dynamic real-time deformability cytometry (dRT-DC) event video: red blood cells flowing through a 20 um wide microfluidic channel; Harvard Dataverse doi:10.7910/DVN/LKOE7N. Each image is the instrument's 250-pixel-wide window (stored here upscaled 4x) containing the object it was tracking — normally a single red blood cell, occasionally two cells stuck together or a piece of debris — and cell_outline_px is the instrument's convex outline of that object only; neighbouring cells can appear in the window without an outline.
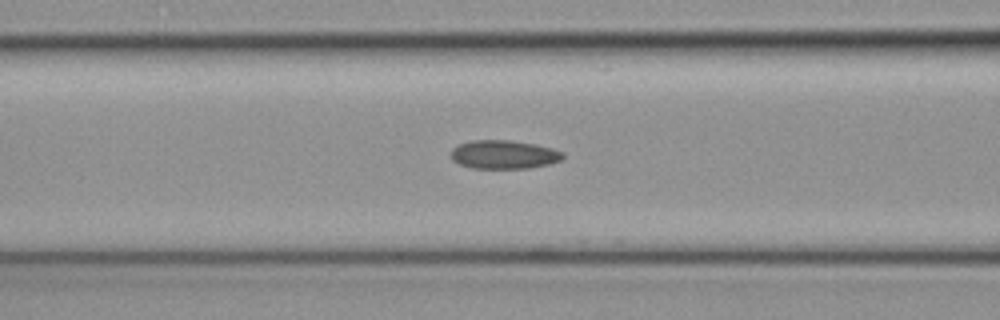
{"species": "common noctule bat (a hibernating species)", "species_latin": "Nyctalus noctula", "temperature_condition": "cold", "stored_images_in_passage": 32, "camera_frame_rate_fps": 3000, "um_per_image_px": 0.085, "animal": {"sex": "female", "body_mass_g": 19.3, "forearm_length_mm": 54.1}, "frame": {"image": 1, "passage_image": 13, "time_ms": 4.0, "image_size_px": [1000, 320], "cell_outline_px": [[564, 160], [548, 164], [528, 168], [472, 168], [460, 164], [452, 160], [452, 148], [460, 144], [472, 140], [508, 140], [536, 144], [552, 148], [564, 152]], "centroid_in_image_um": [42.87, 13.13], "position_along_channel_um": 123.7, "area_um2": 18.67}}
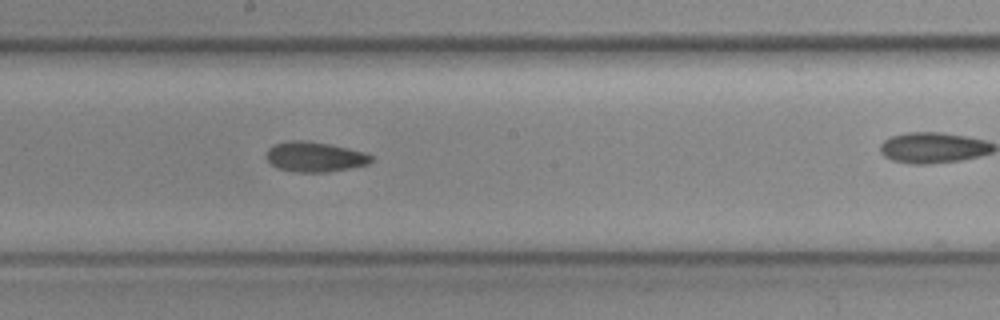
{"frame": {"image": 2, "passage_image": 20, "time_ms": 6.333, "image_size_px": [1000, 320], "cell_outline_px": [[372, 160], [368, 164], [352, 168], [328, 172], [296, 172], [276, 168], [264, 156], [268, 148], [272, 144], [292, 140], [304, 140], [328, 144], [348, 148], [364, 152], [372, 156]], "centroid_in_image_um": [26.72, 13.33], "position_along_channel_um": 221.5, "area_um2": 18.5}}
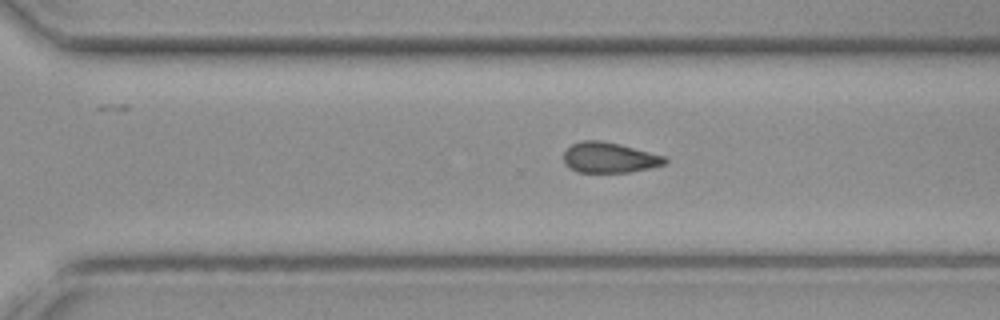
{"frame": {"image": 3, "passage_image": 27, "time_ms": 8.667, "image_size_px": [1000, 320], "cell_outline_px": [[668, 164], [632, 172], [576, 172], [568, 168], [564, 164], [564, 152], [572, 144], [580, 140], [600, 140], [620, 144], [664, 156], [668, 160]], "centroid_in_image_um": [51.79, 13.4], "position_along_channel_um": 318.8, "area_um2": 18.15}}